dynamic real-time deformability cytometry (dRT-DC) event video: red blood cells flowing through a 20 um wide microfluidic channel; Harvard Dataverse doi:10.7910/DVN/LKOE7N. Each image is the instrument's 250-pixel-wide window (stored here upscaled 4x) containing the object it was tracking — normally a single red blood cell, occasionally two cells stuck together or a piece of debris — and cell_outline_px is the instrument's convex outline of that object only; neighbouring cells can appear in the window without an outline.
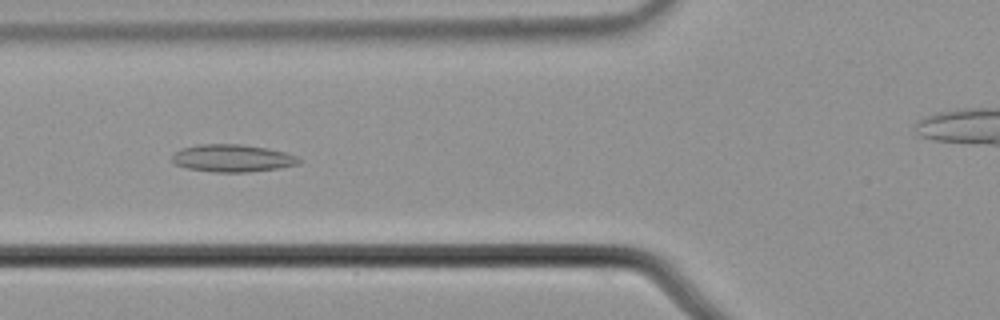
{"species": "common noctule bat (a hibernating species)", "species_latin": "Nyctalus noctula", "temperature_condition": "cold", "stored_images_in_passage": 43, "camera_frame_rate_fps": 3000, "um_per_image_px": 0.085, "animal": {"sex": "male", "body_mass_g": 21.5, "forearm_length_mm": 52.0}, "frame": {"image": 1, "passage_image": 8, "time_ms": 2.333, "image_size_px": [1000, 320], "cell_outline_px": [[304, 160], [300, 164], [280, 168], [244, 172], [216, 172], [188, 168], [176, 164], [172, 160], [172, 156], [180, 148], [196, 144], [240, 144], [268, 148], [284, 152], [296, 156]], "centroid_in_image_um": [19.79, 13.44], "position_along_channel_um": 106.0, "area_um2": 20.35}}
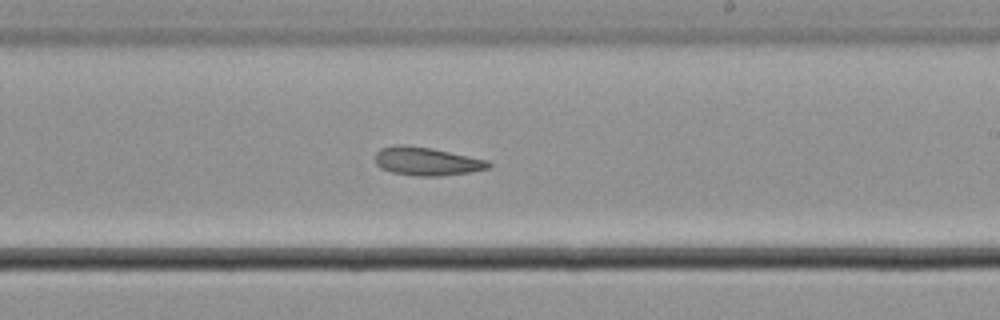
{"frame": {"image": 2, "passage_image": 20, "time_ms": 6.333, "image_size_px": [1000, 320], "cell_outline_px": [[492, 168], [468, 172], [440, 176], [416, 176], [392, 172], [380, 168], [376, 164], [376, 152], [380, 148], [396, 144], [404, 144], [432, 148], [488, 160], [492, 164]], "centroid_in_image_um": [36.27, 13.7], "position_along_channel_um": 252.7, "area_um2": 18.84}}
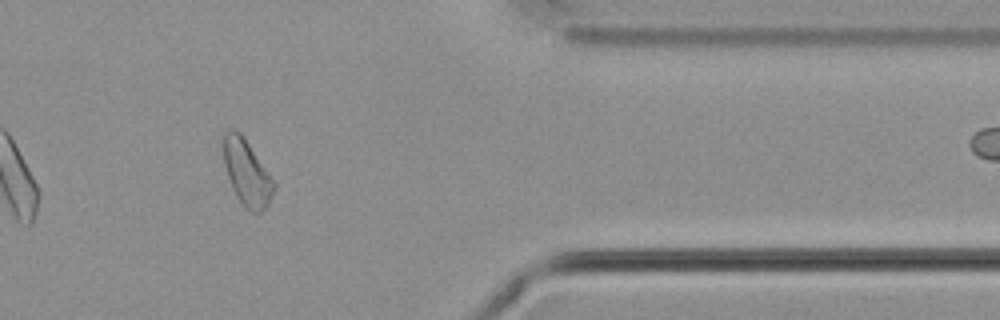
{"frame": {"image": 3, "passage_image": 33, "time_ms": 10.667, "image_size_px": [1000, 320], "cell_outline_px": [[276, 188], [268, 204], [260, 212], [252, 212], [244, 208], [236, 196], [232, 188], [224, 164], [224, 132], [232, 128], [240, 132], [276, 184]], "centroid_in_image_um": [20.98, 14.71], "position_along_channel_um": 390.4, "area_um2": 19.02}}